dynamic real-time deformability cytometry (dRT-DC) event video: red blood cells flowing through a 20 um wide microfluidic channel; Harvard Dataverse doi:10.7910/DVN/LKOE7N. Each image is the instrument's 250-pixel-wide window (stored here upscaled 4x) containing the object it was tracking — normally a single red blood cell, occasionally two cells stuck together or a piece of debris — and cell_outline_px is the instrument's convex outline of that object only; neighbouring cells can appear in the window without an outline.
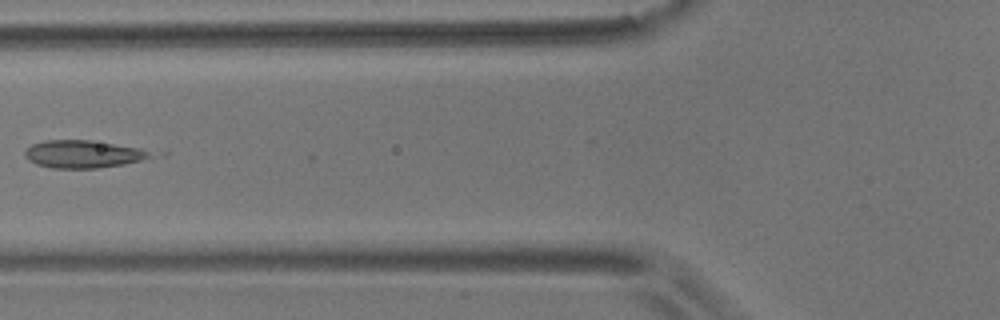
{"species": "common noctule bat (a hibernating species)", "species_latin": "Nyctalus noctula", "temperature_condition": "room temperature", "stored_images_in_passage": 6, "camera_frame_rate_fps": 3000, "um_per_image_px": 0.085, "animal": {"sex": "male", "body_mass_g": 17.9}, "frame": {"image": 1, "passage_image": 5, "time_ms": 6.0, "image_size_px": [1000, 320], "cell_outline_px": [[152, 156], [140, 160], [124, 164], [96, 168], [52, 168], [36, 164], [28, 160], [24, 156], [24, 152], [32, 144], [44, 140], [92, 140], [140, 148], [148, 152]], "centroid_in_image_um": [6.99, 13.09], "position_along_channel_um": 118.8, "area_um2": 20.06}}
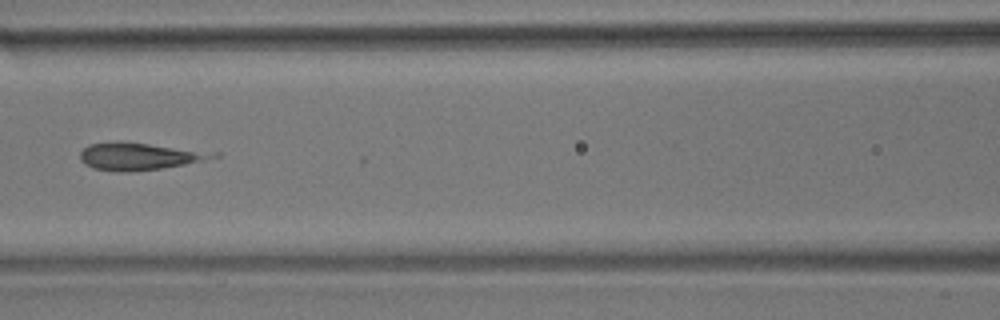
{"frame": {"image": 2, "passage_image": 6, "time_ms": 7.0, "image_size_px": [1000, 320], "cell_outline_px": [[220, 156], [204, 160], [164, 168], [124, 172], [116, 172], [92, 168], [84, 164], [80, 160], [80, 152], [88, 144], [116, 140], [220, 152]], "centroid_in_image_um": [11.82, 13.27], "position_along_channel_um": 154.8, "area_um2": 21.5}}